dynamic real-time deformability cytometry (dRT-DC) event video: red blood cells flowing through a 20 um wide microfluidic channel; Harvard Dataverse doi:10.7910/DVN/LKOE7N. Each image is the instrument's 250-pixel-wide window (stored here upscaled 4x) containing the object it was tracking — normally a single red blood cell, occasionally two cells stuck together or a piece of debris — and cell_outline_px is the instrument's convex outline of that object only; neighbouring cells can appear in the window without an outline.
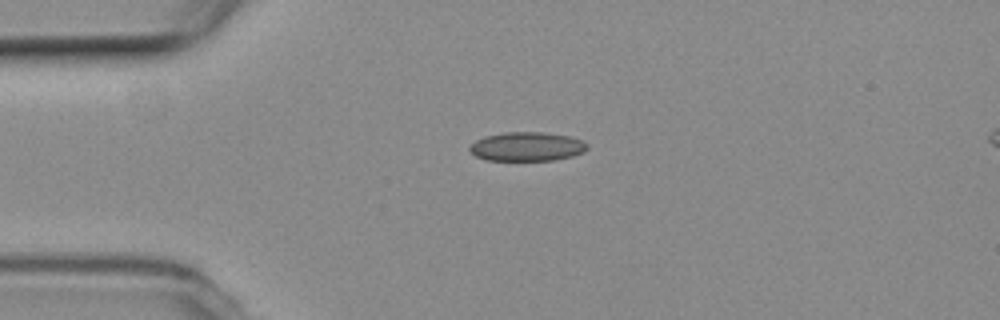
{"species": "common noctule bat (a hibernating species)", "species_latin": "Nyctalus noctula", "temperature_condition": "room temperature", "stored_images_in_passage": 43, "camera_frame_rate_fps": 3000, "um_per_image_px": 0.085, "animal": {"sex": "female", "body_mass_g": 19.3, "forearm_length_mm": 54.1}, "frame": {"image": 1, "passage_image": 1, "time_ms": 0.0, "image_size_px": [1000, 320], "cell_outline_px": [[588, 148], [584, 152], [572, 156], [552, 160], [488, 160], [476, 156], [468, 148], [476, 140], [484, 136], [504, 132], [544, 132], [568, 136], [580, 140], [588, 144]], "centroid_in_image_um": [44.79, 12.45], "position_along_channel_um": 40.2, "area_um2": 19.77}}
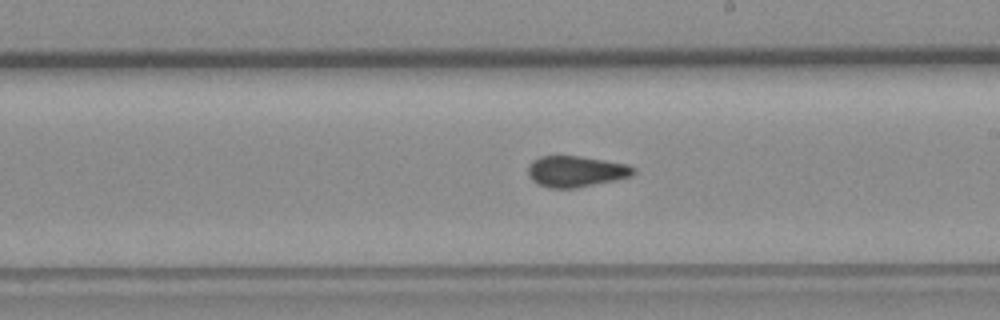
{"frame": {"image": 2, "passage_image": 19, "time_ms": 6.0, "image_size_px": [1000, 320], "cell_outline_px": [[636, 172], [632, 176], [616, 180], [576, 188], [548, 188], [536, 184], [528, 176], [528, 164], [532, 160], [540, 156], [580, 156], [628, 164], [636, 168]], "centroid_in_image_um": [48.95, 14.57], "position_along_channel_um": 240.1, "area_um2": 19.36}}
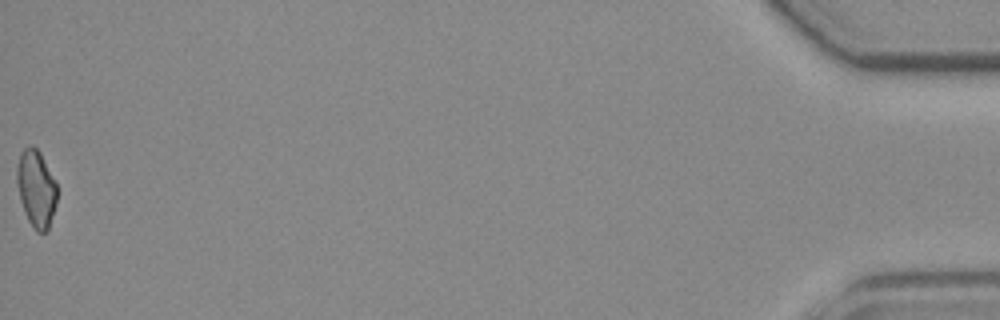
{"frame": {"image": 3, "passage_image": 43, "time_ms": 14.0, "image_size_px": [1000, 320], "cell_outline_px": [[56, 204], [48, 232], [36, 232], [28, 220], [24, 212], [20, 200], [16, 180], [16, 168], [20, 152], [28, 144], [32, 144], [40, 152], [56, 184]], "centroid_in_image_um": [3.05, 16.03], "position_along_channel_um": 432.1, "area_um2": 18.15}, "authors_computed_cell_mechanics": {"area_um2": 19.0162, "velocity_mm_per_s": 3.75, "shape_relaxation_time_tau1_ms": null, "shape_relaxation_time_tau2_ms": 2.0386, "deformation_change_tau1": null, "deformation_change_tau2": 0.0693}}